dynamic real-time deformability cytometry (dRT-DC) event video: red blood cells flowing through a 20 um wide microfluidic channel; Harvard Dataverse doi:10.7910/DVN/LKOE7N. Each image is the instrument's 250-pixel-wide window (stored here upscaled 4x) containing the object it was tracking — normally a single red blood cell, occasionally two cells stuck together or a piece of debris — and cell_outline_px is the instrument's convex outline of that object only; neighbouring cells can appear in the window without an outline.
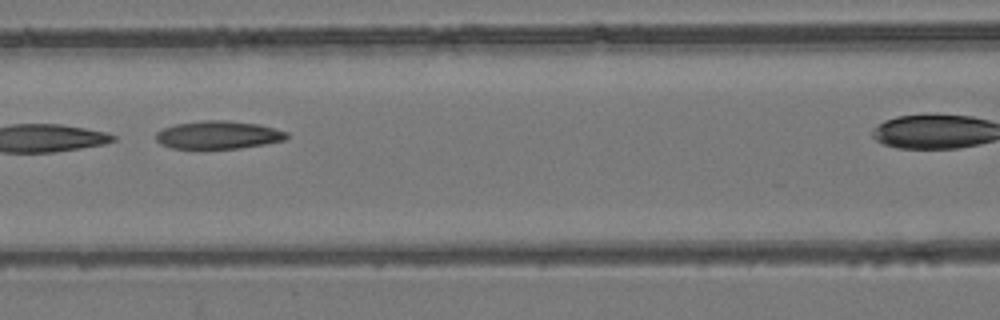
{"species": "common noctule bat (a hibernating species)", "species_latin": "Nyctalus noctula", "temperature_condition": "room temperature", "stored_images_in_passage": 5, "camera_frame_rate_fps": 3000, "um_per_image_px": 0.085, "animal": {"sex": "female", "body_mass_g": 24.6, "forearm_length_mm": 56.2}, "frame": {"image": 1, "passage_image": 3, "time_ms": 2.333, "image_size_px": [1000, 320], "cell_outline_px": [[288, 140], [240, 148], [172, 148], [160, 144], [156, 140], [156, 132], [164, 128], [176, 124], [204, 120], [228, 120], [260, 124], [288, 132]], "centroid_in_image_um": [18.59, 11.46], "position_along_channel_um": 148.0, "area_um2": 21.39}}